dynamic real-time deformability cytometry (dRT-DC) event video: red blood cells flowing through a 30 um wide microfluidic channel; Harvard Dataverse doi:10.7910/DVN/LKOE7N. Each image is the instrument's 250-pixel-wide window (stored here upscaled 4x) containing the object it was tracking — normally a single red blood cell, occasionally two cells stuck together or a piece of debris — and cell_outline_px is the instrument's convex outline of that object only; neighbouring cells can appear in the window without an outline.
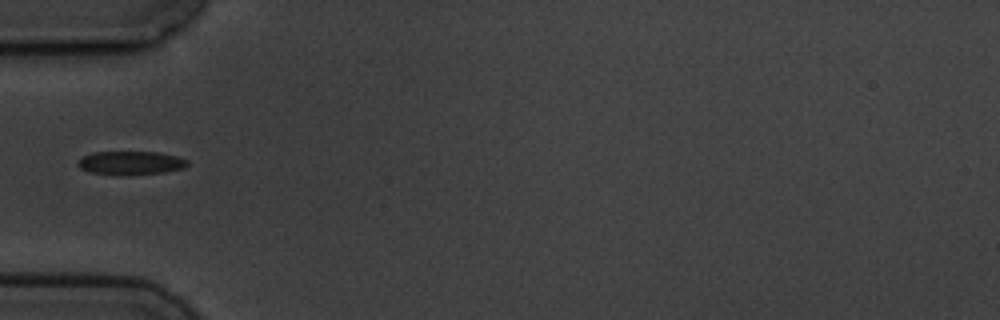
{"species": "common noctule bat (a hibernating species)", "species_latin": "Nyctalus noctula", "temperature_condition": "cold", "stored_images_in_passage": 1, "camera_frame_rate_fps": 3000, "um_per_image_px": 0.085, "animal": {"sex": "male", "body_mass_g": 19.5, "forearm_length_mm": 54.6}, "frame": {"image": 1, "passage_image": 1, "time_ms": 0.0, "image_size_px": [1000, 320], "cell_outline_px": [[188, 164], [184, 168], [164, 172], [128, 176], [120, 176], [88, 172], [80, 168], [76, 164], [84, 156], [92, 152], [160, 152], [176, 156], [188, 160]], "centroid_in_image_um": [11.1, 13.87], "position_along_channel_um": 73.9, "area_um2": 15.32}}